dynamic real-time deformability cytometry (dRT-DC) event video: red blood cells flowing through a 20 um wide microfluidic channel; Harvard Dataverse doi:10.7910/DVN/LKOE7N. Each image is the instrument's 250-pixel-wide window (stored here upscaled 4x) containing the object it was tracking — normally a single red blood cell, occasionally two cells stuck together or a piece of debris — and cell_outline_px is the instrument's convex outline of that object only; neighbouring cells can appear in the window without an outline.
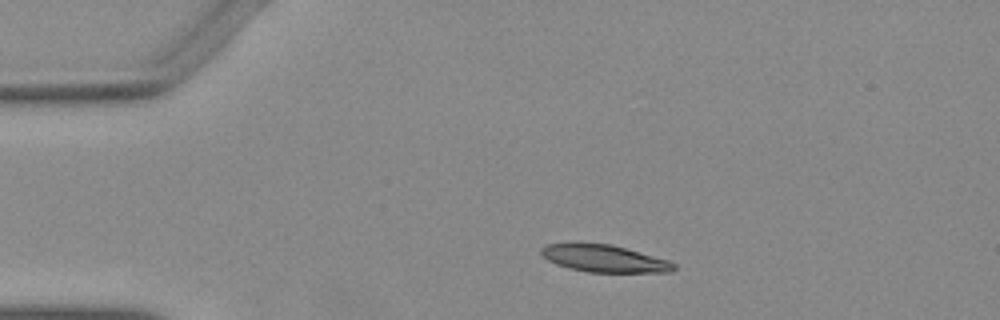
{"species": "Egyptian fruit bat (a non-hibernating species)", "species_latin": "Rousettus aegyptiacus", "temperature_condition": "warm", "stored_images_in_passage": 36, "camera_frame_rate_fps": 3000, "um_per_image_px": 0.085, "animal": {"sex": "female"}, "frame": {"image": 1, "passage_image": 1, "time_ms": 0.0, "image_size_px": [1000, 320], "cell_outline_px": [[676, 268], [672, 272], [588, 272], [568, 268], [556, 264], [548, 260], [540, 252], [540, 248], [544, 244], [572, 240], [580, 240], [612, 244], [668, 260], [676, 264]], "centroid_in_image_um": [51.26, 21.92], "position_along_channel_um": 33.7, "area_um2": 21.91}}
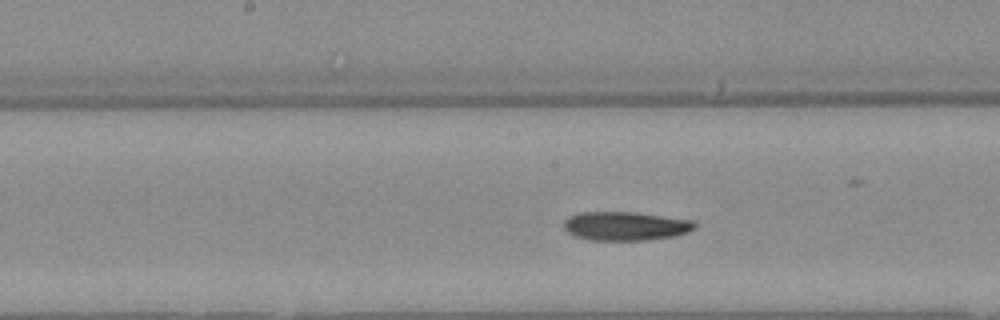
{"frame": {"image": 2, "passage_image": 17, "time_ms": 5.333, "image_size_px": [1000, 320], "cell_outline_px": [[696, 228], [688, 232], [676, 236], [644, 240], [588, 240], [572, 236], [564, 228], [564, 220], [568, 216], [580, 212], [632, 212], [692, 220], [696, 224]], "centroid_in_image_um": [53.13, 19.22], "position_along_channel_um": 195.1, "area_um2": 22.08}}
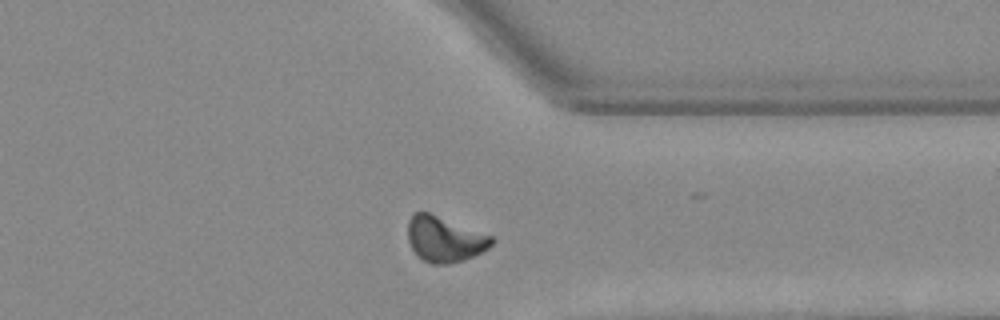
{"frame": {"image": 3, "passage_image": 31, "time_ms": 10.0, "image_size_px": [1000, 320], "cell_outline_px": [[496, 240], [488, 248], [464, 260], [448, 264], [432, 264], [424, 260], [412, 248], [408, 240], [408, 220], [416, 212], [428, 212], [492, 236]], "centroid_in_image_um": [37.79, 20.33], "position_along_channel_um": 373.6, "area_um2": 21.85}}